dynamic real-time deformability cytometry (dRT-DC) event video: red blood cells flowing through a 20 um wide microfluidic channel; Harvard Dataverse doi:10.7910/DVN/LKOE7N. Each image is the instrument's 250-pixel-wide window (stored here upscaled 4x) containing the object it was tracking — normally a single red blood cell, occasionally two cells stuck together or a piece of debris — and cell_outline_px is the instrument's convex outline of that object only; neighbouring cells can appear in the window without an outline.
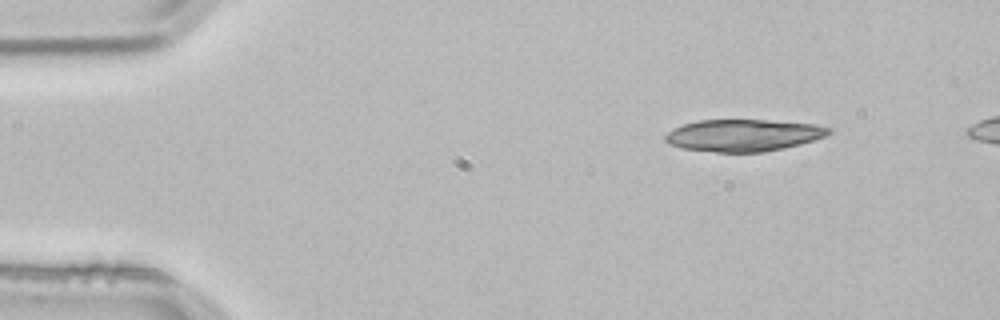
{"species": "common noctule bat (a hibernating species)", "species_latin": "Nyctalus noctula", "temperature_condition": "room temperature", "stored_images_in_passage": 3, "camera_frame_rate_fps": 3000, "um_per_image_px": 0.085, "animal": {"sex": "male", "body_mass_g": 21.5, "forearm_length_mm": 52.0}, "frame": {"image": 1, "passage_image": 1, "time_ms": 0.0, "image_size_px": [1000, 320], "cell_outline_px": [[832, 132], [828, 136], [800, 144], [784, 148], [764, 152], [716, 152], [680, 148], [668, 144], [664, 140], [664, 136], [672, 128], [684, 124], [700, 120], [768, 120], [816, 124], [832, 128]], "centroid_in_image_um": [63.2, 11.5], "position_along_channel_um": 21.8, "area_um2": 30.75}}